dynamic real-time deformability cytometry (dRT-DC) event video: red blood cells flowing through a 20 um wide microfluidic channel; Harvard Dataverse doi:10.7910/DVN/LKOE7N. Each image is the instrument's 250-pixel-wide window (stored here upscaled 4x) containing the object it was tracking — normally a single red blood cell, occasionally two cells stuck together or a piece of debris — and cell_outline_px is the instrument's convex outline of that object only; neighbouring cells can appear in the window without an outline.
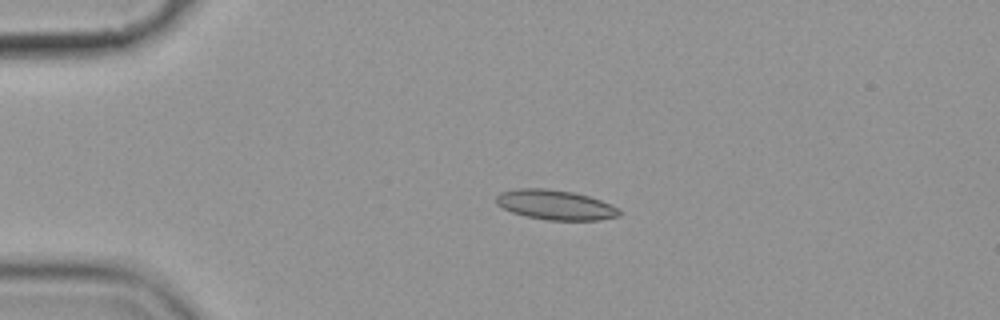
{"species": "common noctule bat (a hibernating species)", "species_latin": "Nyctalus noctula", "temperature_condition": "cold", "stored_images_in_passage": 14, "camera_frame_rate_fps": 3000, "um_per_image_px": 0.085, "animal": {"sex": "female", "body_mass_g": 19.9}, "frame": {"image": 1, "passage_image": 2, "time_ms": 2.333, "image_size_px": [1000, 320], "cell_outline_px": [[620, 216], [600, 220], [548, 220], [528, 216], [512, 212], [496, 204], [496, 196], [500, 192], [516, 188], [544, 188], [572, 192], [588, 196], [600, 200], [616, 208], [620, 212]], "centroid_in_image_um": [47.17, 17.41], "position_along_channel_um": 37.8, "area_um2": 21.15}}
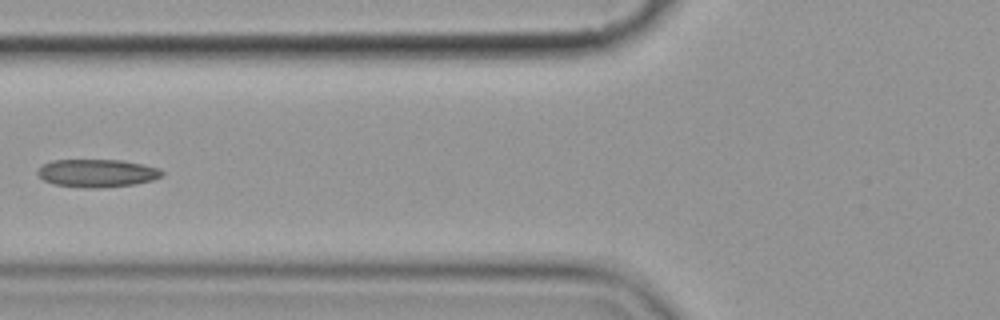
{"frame": {"image": 2, "passage_image": 5, "time_ms": 5.667, "image_size_px": [1000, 320], "cell_outline_px": [[164, 176], [152, 180], [136, 184], [104, 188], [84, 188], [56, 184], [44, 180], [36, 172], [44, 164], [52, 160], [124, 160], [144, 164], [160, 168], [164, 172]], "centroid_in_image_um": [8.32, 14.72], "position_along_channel_um": 117.5, "area_um2": 20.4}}
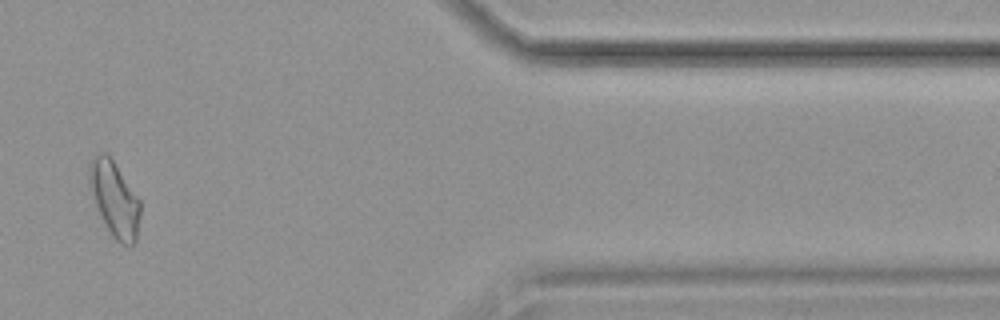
{"frame": {"image": 3, "passage_image": 12, "time_ms": 14.667, "image_size_px": [1000, 320], "cell_outline_px": [[140, 212], [136, 240], [132, 244], [120, 244], [112, 236], [96, 208], [88, 184], [88, 164], [92, 156], [100, 152], [104, 152], [112, 160], [140, 200]], "centroid_in_image_um": [9.69, 16.89], "position_along_channel_um": 401.7, "area_um2": 22.2}, "authors_computed_cell_mechanics": {"area_um2": 20.4034, "velocity_mm_per_s": 3.5474, "shape_relaxation_time_tau1_ms": null, "shape_relaxation_time_tau2_ms": 2.0812, "deformation_change_tau1": null, "deformation_change_tau2": 0.0733}}